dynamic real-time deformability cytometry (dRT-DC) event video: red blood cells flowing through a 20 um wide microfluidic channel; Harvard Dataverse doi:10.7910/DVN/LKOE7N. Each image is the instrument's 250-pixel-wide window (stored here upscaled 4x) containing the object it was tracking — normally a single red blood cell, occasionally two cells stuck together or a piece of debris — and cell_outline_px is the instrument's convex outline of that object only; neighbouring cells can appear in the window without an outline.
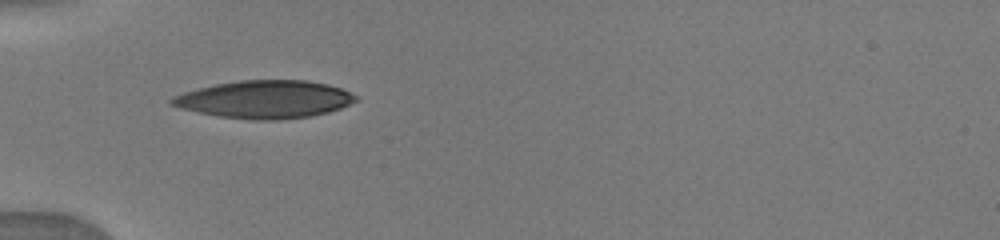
{"species": "human", "species_latin": "Homo sapiens", "temperature_condition": "warm", "stored_images_in_passage": 2, "camera_frame_rate_fps": 3000, "um_per_image_px": 0.085, "donor": {"sex": "male"}, "frame": {"image": 1, "passage_image": 1, "time_ms": 0.0, "image_size_px": [1000, 240], "cell_outline_px": [[360, 100], [340, 108], [328, 112], [308, 116], [280, 120], [252, 120], [220, 116], [180, 108], [168, 104], [168, 100], [172, 96], [184, 92], [216, 84], [240, 80], [308, 80], [328, 84], [340, 88], [360, 96]], "centroid_in_image_um": [22.53, 8.44], "position_along_channel_um": 62.5, "area_um2": 40.58}}
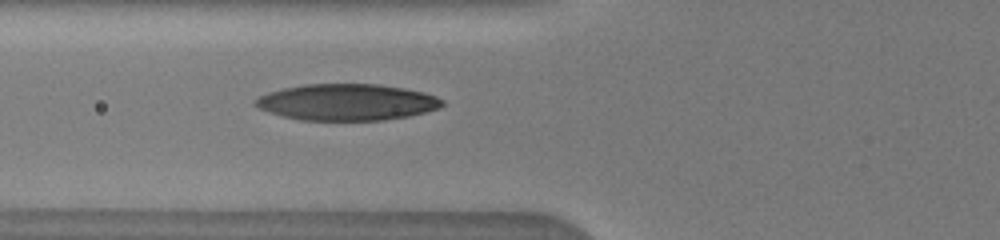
{"frame": {"image": 2, "passage_image": 2, "time_ms": 1.0, "image_size_px": [1000, 240], "cell_outline_px": [[444, 104], [440, 108], [408, 116], [384, 120], [300, 120], [268, 112], [252, 104], [252, 100], [268, 92], [284, 88], [304, 84], [380, 84], [404, 88], [424, 92], [436, 96], [444, 100]], "centroid_in_image_um": [29.48, 8.68], "position_along_channel_um": 96.3, "area_um2": 39.77}}